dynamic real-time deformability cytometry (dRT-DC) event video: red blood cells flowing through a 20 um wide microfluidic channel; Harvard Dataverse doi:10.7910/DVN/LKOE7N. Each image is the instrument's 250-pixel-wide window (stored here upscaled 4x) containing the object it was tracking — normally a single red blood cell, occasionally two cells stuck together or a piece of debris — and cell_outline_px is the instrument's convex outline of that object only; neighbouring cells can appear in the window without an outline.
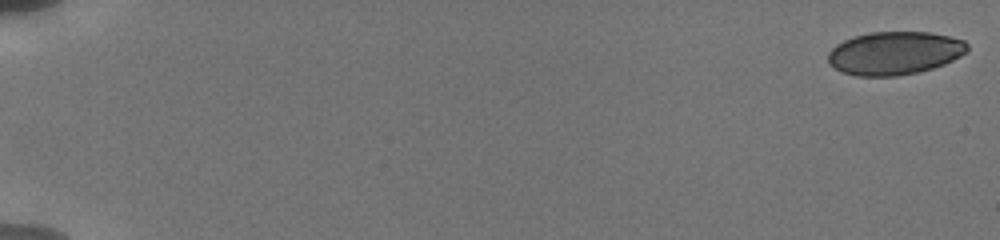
{"species": "human", "species_latin": "Homo sapiens", "temperature_condition": "cold", "stored_images_in_passage": 33, "camera_frame_rate_fps": 3000, "um_per_image_px": 0.085, "donor": {"sex": "male"}, "frame": {"image": 1, "passage_image": 1, "time_ms": 0.0, "image_size_px": [1000, 240], "cell_outline_px": [[968, 52], [944, 64], [920, 72], [896, 76], [856, 76], [844, 72], [836, 68], [828, 60], [828, 52], [836, 44], [844, 40], [856, 36], [872, 32], [932, 32], [964, 40], [968, 44]], "centroid_in_image_um": [76.07, 4.51], "position_along_channel_um": 8.9, "area_um2": 34.97}}